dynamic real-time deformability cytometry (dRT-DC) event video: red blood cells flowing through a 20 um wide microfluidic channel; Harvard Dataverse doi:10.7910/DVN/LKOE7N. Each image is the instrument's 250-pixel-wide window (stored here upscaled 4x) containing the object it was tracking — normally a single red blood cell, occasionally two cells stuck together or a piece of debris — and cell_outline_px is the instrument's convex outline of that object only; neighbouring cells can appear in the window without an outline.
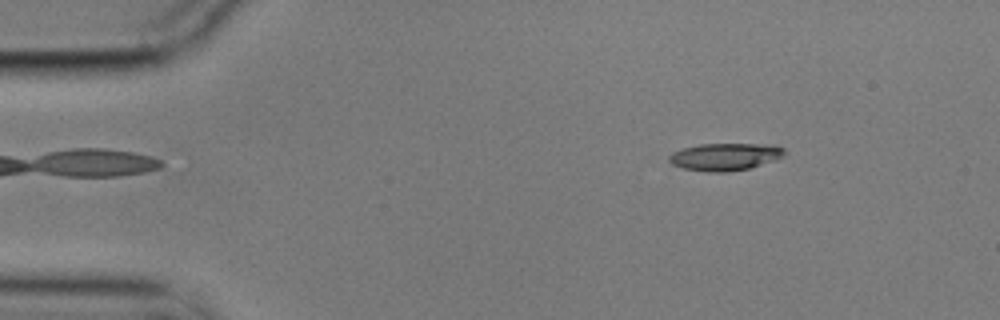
{"species": "common noctule bat (a hibernating species)", "species_latin": "Nyctalus noctula", "temperature_condition": "cold", "stored_images_in_passage": 55, "camera_frame_rate_fps": 3000, "um_per_image_px": 0.085, "animal": {"sex": "male", "body_mass_g": 17.9}, "frame": {"image": 1, "passage_image": 7, "time_ms": 2.0, "image_size_px": [1000, 320], "cell_outline_px": [[788, 152], [776, 160], [748, 168], [728, 172], [708, 172], [684, 168], [672, 164], [668, 160], [668, 156], [672, 152], [684, 148], [700, 144], [776, 144], [784, 148]], "centroid_in_image_um": [61.67, 13.31], "position_along_channel_um": 23.3, "area_um2": 18.5}}
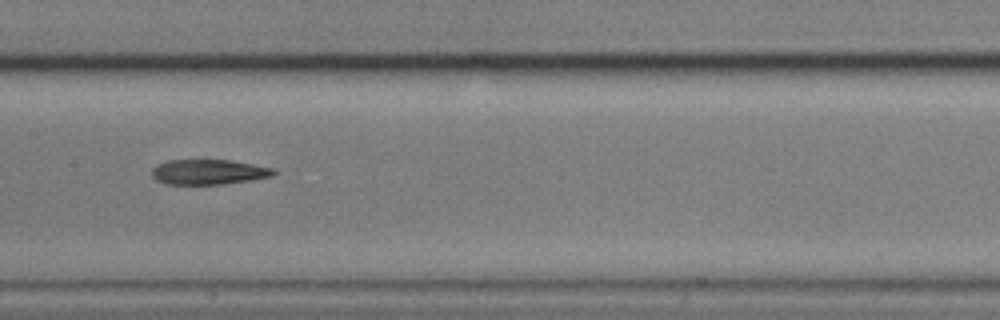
{"frame": {"image": 2, "passage_image": 27, "time_ms": 8.667, "image_size_px": [1000, 320], "cell_outline_px": [[276, 172], [272, 176], [252, 180], [224, 184], [164, 184], [156, 180], [152, 176], [152, 168], [156, 164], [168, 160], [232, 160], [276, 168]], "centroid_in_image_um": [17.74, 14.61], "position_along_channel_um": 189.7, "area_um2": 18.03}}
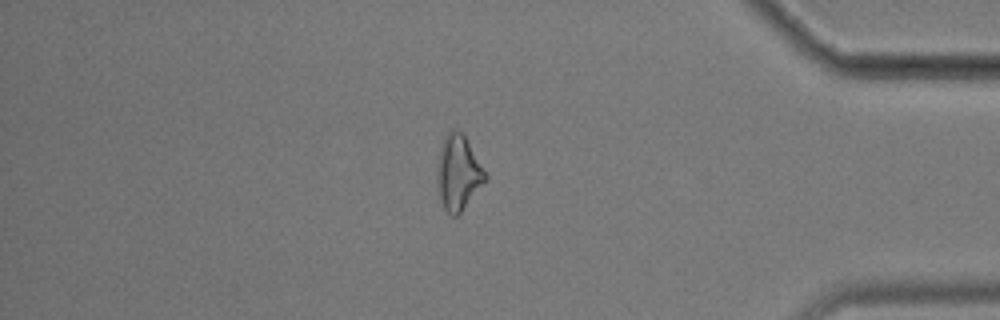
{"frame": {"image": 3, "passage_image": 47, "time_ms": 15.333, "image_size_px": [1000, 320], "cell_outline_px": [[488, 176], [460, 212], [456, 216], [452, 216], [444, 208], [440, 200], [436, 180], [436, 168], [440, 148], [444, 136], [452, 128], [456, 128], [464, 136]], "centroid_in_image_um": [38.9, 14.66], "position_along_channel_um": 396.3, "area_um2": 20.63}}